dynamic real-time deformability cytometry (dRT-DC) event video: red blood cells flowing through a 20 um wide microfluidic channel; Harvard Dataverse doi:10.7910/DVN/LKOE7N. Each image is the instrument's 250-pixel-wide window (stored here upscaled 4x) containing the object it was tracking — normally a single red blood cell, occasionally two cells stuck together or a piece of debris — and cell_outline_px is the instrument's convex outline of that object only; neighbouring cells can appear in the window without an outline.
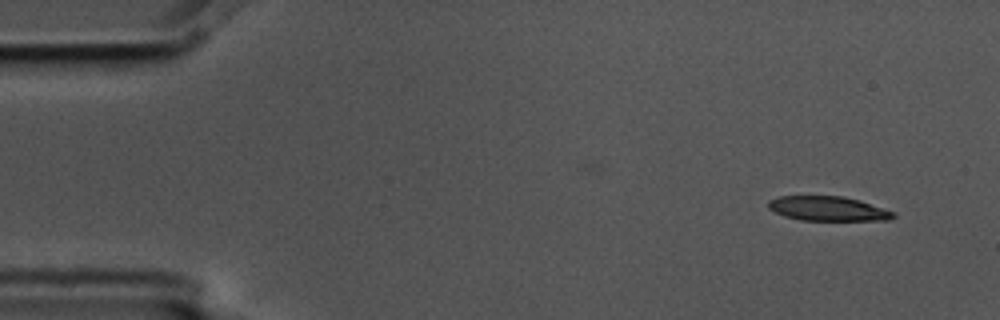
{"species": "common noctule bat (a hibernating species)", "species_latin": "Nyctalus noctula", "temperature_condition": "cold", "stored_images_in_passage": 4, "camera_frame_rate_fps": 3000, "um_per_image_px": 0.085, "animal": {"sex": "male", "body_mass_g": 17.5, "forearm_length_mm": 52.3}, "frame": {"image": 1, "passage_image": 1, "time_ms": 0.0, "image_size_px": [1000, 320], "cell_outline_px": [[896, 216], [892, 220], [800, 220], [784, 216], [768, 208], [768, 200], [780, 196], [844, 196], [860, 200], [896, 212]], "centroid_in_image_um": [70.41, 17.73], "position_along_channel_um": 14.6, "area_um2": 17.98}}
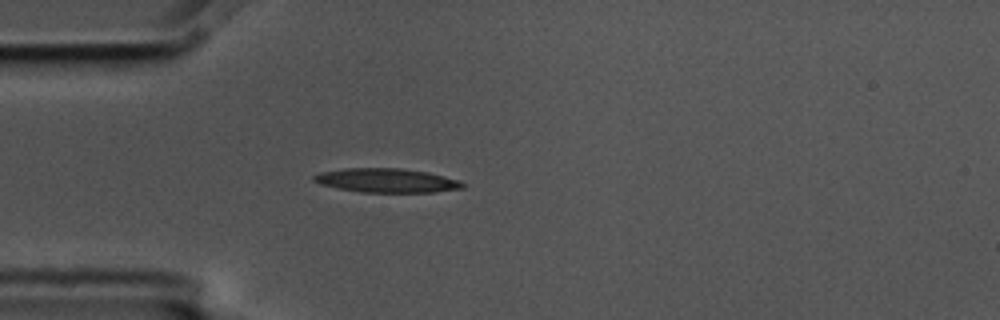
{"frame": {"image": 2, "passage_image": 4, "time_ms": 1.0, "image_size_px": [1000, 320], "cell_outline_px": [[464, 188], [432, 192], [360, 192], [320, 184], [312, 180], [312, 176], [320, 172], [344, 168], [400, 168], [428, 172], [460, 180], [464, 184]], "centroid_in_image_um": [32.86, 15.33], "position_along_channel_um": 52.1, "area_um2": 20.81}}